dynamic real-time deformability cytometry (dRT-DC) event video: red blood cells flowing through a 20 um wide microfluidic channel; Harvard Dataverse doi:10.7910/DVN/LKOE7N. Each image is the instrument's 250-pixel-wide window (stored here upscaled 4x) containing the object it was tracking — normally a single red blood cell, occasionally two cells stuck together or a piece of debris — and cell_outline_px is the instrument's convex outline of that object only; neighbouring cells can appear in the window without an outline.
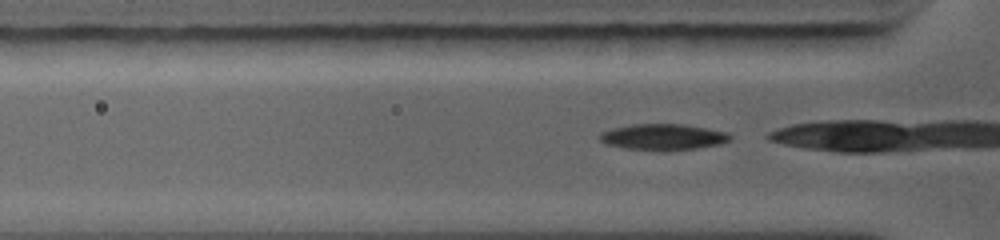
{"species": "common noctule bat (a hibernating species)", "species_latin": "Nyctalus noctula", "temperature_condition": "warm", "stored_images_in_passage": 40, "camera_frame_rate_fps": 5000, "um_per_image_px": 0.085, "animal": {"sex": "female", "body_mass_g": 19.0, "forearm_length_mm": 56.7}, "frame": {"image": 1, "passage_image": 2, "time_ms": 0.2, "image_size_px": [1000, 240], "cell_outline_px": [[732, 140], [720, 144], [672, 152], [660, 152], [628, 148], [604, 144], [600, 140], [600, 132], [612, 128], [632, 124], [684, 124], [708, 128], [728, 132], [732, 136]], "centroid_in_image_um": [56.39, 11.66], "position_along_channel_um": 69.4, "area_um2": 20.35}}
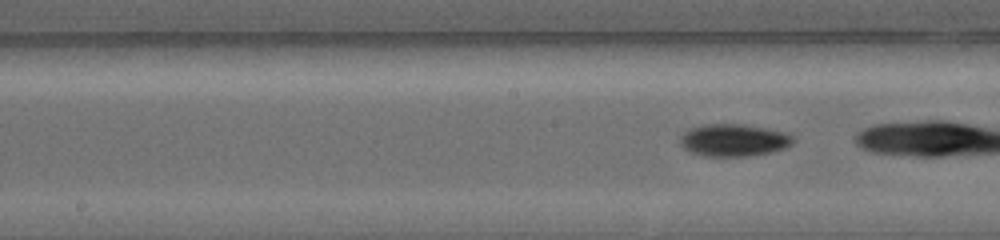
{"frame": {"image": 2, "passage_image": 15, "time_ms": 2.8, "image_size_px": [1000, 240], "cell_outline_px": [[796, 140], [792, 144], [784, 148], [772, 152], [744, 156], [700, 156], [688, 152], [680, 144], [680, 136], [688, 128], [704, 124], [740, 124], [764, 128], [784, 132], [796, 136]], "centroid_in_image_um": [62.34, 11.92], "position_along_channel_um": 185.9, "area_um2": 21.5}}
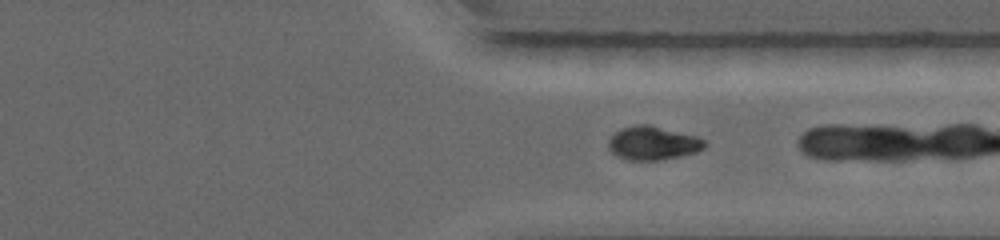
{"frame": {"image": 3, "passage_image": 34, "time_ms": 6.6, "image_size_px": [1000, 240], "cell_outline_px": [[708, 144], [704, 148], [696, 152], [680, 156], [660, 160], [632, 160], [616, 156], [608, 148], [608, 140], [616, 132], [624, 128], [636, 124], [648, 124], [696, 136], [704, 140]], "centroid_in_image_um": [55.5, 12.17], "position_along_channel_um": 355.9, "area_um2": 18.73}}